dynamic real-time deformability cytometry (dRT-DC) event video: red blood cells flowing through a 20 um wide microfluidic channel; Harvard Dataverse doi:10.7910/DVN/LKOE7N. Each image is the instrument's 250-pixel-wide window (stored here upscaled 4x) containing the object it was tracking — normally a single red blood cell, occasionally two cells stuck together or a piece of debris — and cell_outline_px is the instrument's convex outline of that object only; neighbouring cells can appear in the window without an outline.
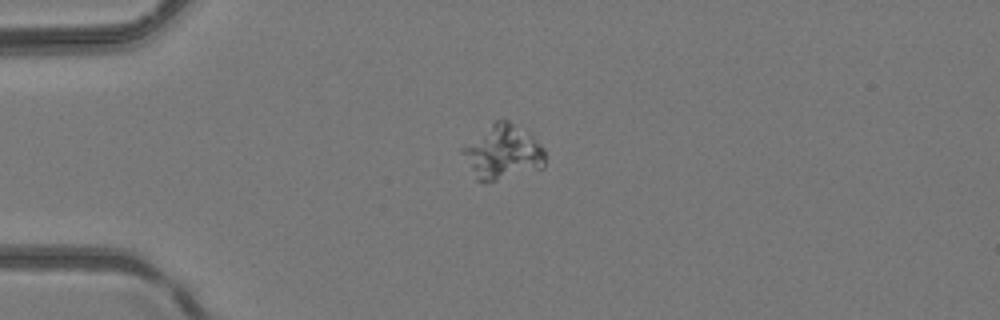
{"species": "common noctule bat (a hibernating species)", "species_latin": "Nyctalus noctula", "temperature_condition": "room temperature", "stored_images_in_passage": 37, "camera_frame_rate_fps": 3000, "um_per_image_px": 0.085, "animal": {"sex": "female", "body_mass_g": 24.6, "forearm_length_mm": 56.2}, "frame": {"image": 1, "passage_image": 2, "time_ms": 0.333, "image_size_px": [1000, 320], "cell_outline_px": [[544, 168], [496, 180], [476, 180], [460, 152], [460, 148], [492, 120], [508, 120], [532, 136], [544, 148]], "centroid_in_image_um": [42.69, 12.91], "position_along_channel_um": 42.3, "area_um2": 26.18}}
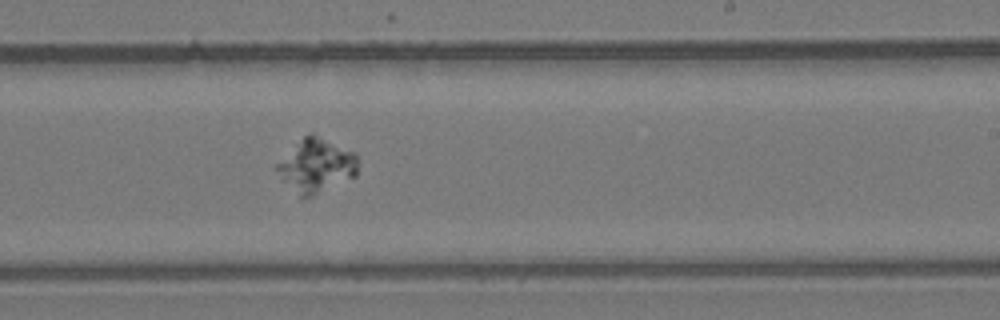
{"frame": {"image": 2, "passage_image": 19, "time_ms": 6.0, "image_size_px": [1000, 320], "cell_outline_px": [[356, 176], [312, 196], [300, 196], [284, 180], [276, 168], [276, 164], [304, 136], [312, 132], [356, 152]], "centroid_in_image_um": [26.92, 14.04], "position_along_channel_um": 262.1, "area_um2": 24.68}}
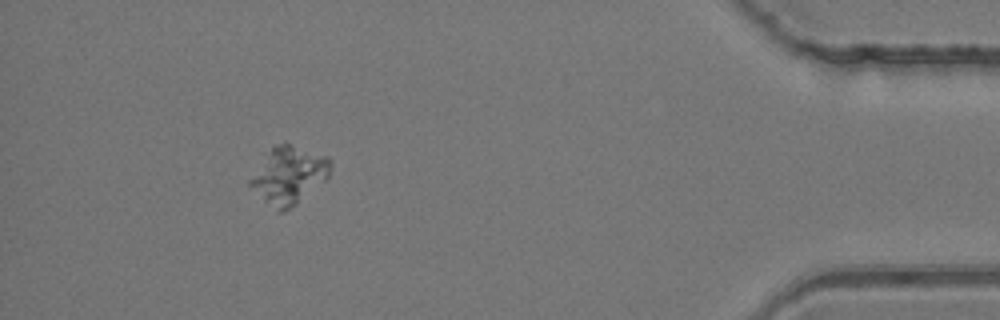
{"frame": {"image": 3, "passage_image": 33, "time_ms": 10.667, "image_size_px": [1000, 320], "cell_outline_px": [[332, 164], [328, 176], [324, 180], [296, 204], [284, 212], [276, 212], [248, 184], [248, 180], [272, 144], [284, 140], [328, 156], [332, 160]], "centroid_in_image_um": [24.54, 14.83], "position_along_channel_um": 410.7, "area_um2": 27.22}}